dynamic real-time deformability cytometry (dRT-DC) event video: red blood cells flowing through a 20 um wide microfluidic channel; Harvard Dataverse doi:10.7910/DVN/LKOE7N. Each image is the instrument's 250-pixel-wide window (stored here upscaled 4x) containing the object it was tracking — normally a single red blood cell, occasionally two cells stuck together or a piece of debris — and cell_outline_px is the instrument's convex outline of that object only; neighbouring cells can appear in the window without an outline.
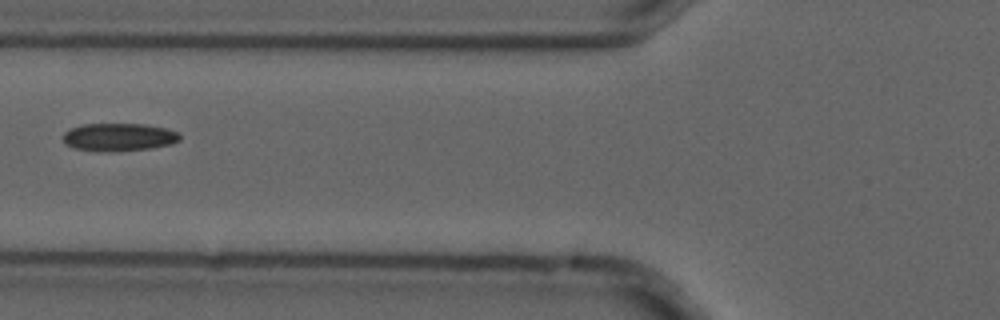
{"species": "common noctule bat (a hibernating species)", "species_latin": "Nyctalus noctula", "temperature_condition": "cold", "stored_images_in_passage": 7, "camera_frame_rate_fps": 3000, "um_per_image_px": 0.085, "animal": {"sex": "male", "forearm_length_mm": 52.5}, "frame": {"image": 1, "passage_image": 7, "time_ms": 2.0, "image_size_px": [1000, 320], "cell_outline_px": [[180, 140], [172, 144], [152, 148], [112, 152], [100, 152], [72, 148], [64, 144], [64, 132], [72, 128], [84, 124], [144, 124], [164, 128], [180, 132]], "centroid_in_image_um": [10.1, 11.67], "position_along_channel_um": 115.7, "area_um2": 19.19}}